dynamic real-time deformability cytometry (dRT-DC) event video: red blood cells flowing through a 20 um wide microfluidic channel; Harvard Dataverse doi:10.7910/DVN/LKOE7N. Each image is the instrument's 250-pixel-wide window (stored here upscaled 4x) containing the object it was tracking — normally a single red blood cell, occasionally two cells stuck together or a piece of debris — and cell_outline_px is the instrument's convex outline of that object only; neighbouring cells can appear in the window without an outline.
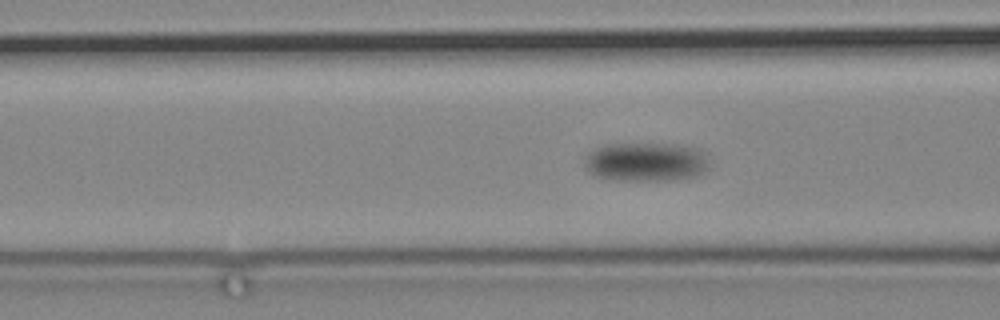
{"species": "common noctule bat (a hibernating species)", "species_latin": "Nyctalus noctula", "temperature_condition": "cold", "stored_images_in_passage": 103, "camera_frame_rate_fps": 3000, "um_per_image_px": 0.085, "animal": {"sex": "male", "body_mass_g": 19.2, "forearm_length_mm": 51.8}, "frame": {"image": 1, "passage_image": 49, "time_ms": 16.0, "image_size_px": [1000, 320], "cell_outline_px": [[708, 168], [704, 172], [696, 176], [676, 180], [608, 180], [596, 176], [588, 172], [584, 168], [584, 156], [588, 152], [604, 144], [680, 144], [700, 148], [704, 152], [708, 160]], "centroid_in_image_um": [54.89, 13.76], "position_along_channel_um": 111.7, "area_um2": 28.96}}
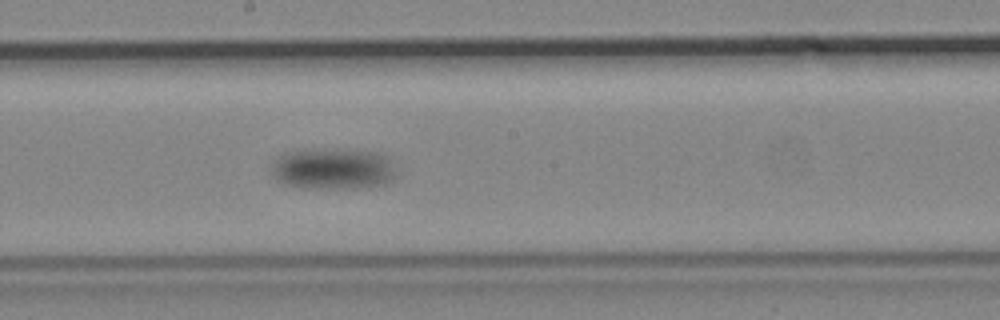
{"frame": {"image": 2, "passage_image": 63, "time_ms": 20.667, "image_size_px": [1000, 320], "cell_outline_px": [[396, 176], [392, 180], [384, 184], [356, 188], [304, 188], [284, 184], [276, 180], [272, 176], [272, 160], [284, 152], [304, 148], [344, 148], [380, 152], [388, 156]], "centroid_in_image_um": [28.26, 14.3], "position_along_channel_um": 219.9, "area_um2": 30.98}}
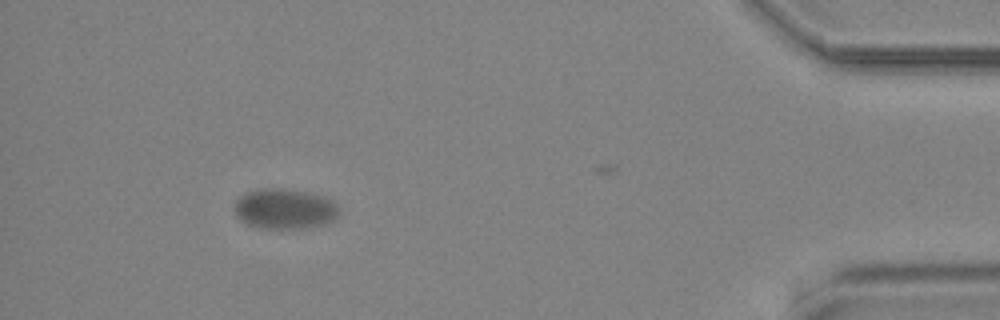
{"frame": {"image": 3, "passage_image": 95, "time_ms": 31.333, "image_size_px": [1000, 320], "cell_outline_px": [[340, 208], [336, 216], [328, 224], [304, 228], [260, 228], [248, 224], [240, 220], [236, 216], [236, 200], [244, 192], [260, 188], [280, 188], [304, 192], [324, 196], [332, 200]], "centroid_in_image_um": [24.2, 17.75], "position_along_channel_um": 411.0, "area_um2": 24.57}}